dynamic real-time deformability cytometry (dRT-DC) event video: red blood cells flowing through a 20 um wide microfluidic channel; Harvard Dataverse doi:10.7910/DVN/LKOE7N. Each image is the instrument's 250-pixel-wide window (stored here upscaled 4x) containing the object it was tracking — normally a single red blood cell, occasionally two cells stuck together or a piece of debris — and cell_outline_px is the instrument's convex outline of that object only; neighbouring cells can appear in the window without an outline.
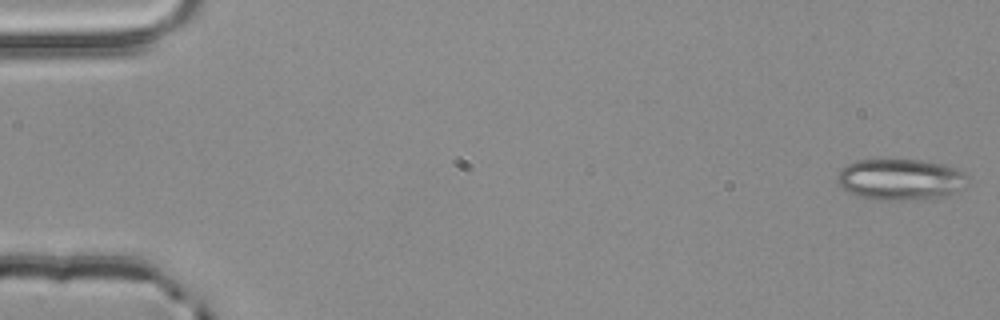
{"species": "common noctule bat (a hibernating species)", "species_latin": "Nyctalus noctula", "temperature_condition": "room temperature", "stored_images_in_passage": 54, "camera_frame_rate_fps": 3000, "um_per_image_px": 0.085, "animal": {"sex": "male", "body_mass_g": 20.4}, "frame": {"image": 1, "passage_image": 1, "time_ms": 0.0, "image_size_px": [1000, 320], "cell_outline_px": [[968, 184], [964, 188], [956, 192], [936, 200], [872, 200], [848, 192], [840, 188], [836, 180], [836, 176], [840, 168], [856, 160], [920, 160], [944, 164], [968, 172]], "centroid_in_image_um": [76.58, 15.28], "position_along_channel_um": 8.4, "area_um2": 32.31}}
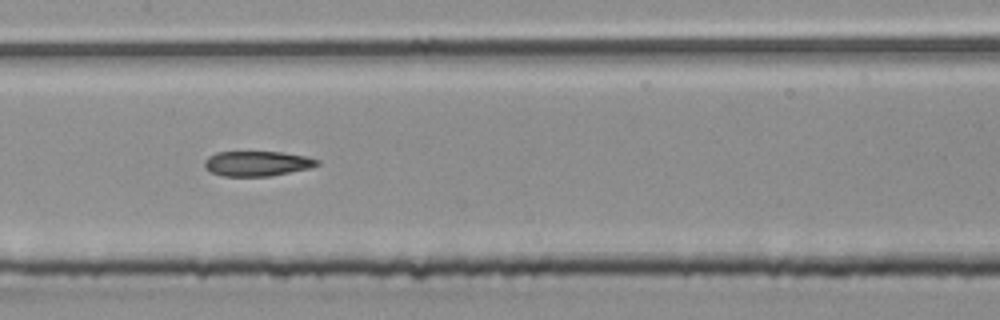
{"frame": {"image": 2, "passage_image": 27, "time_ms": 8.667, "image_size_px": [1000, 320], "cell_outline_px": [[320, 164], [308, 168], [268, 176], [224, 176], [212, 172], [204, 168], [204, 160], [208, 156], [216, 152], [284, 152], [304, 156], [320, 160]], "centroid_in_image_um": [21.82, 13.89], "position_along_channel_um": 185.6, "area_um2": 16.3}}
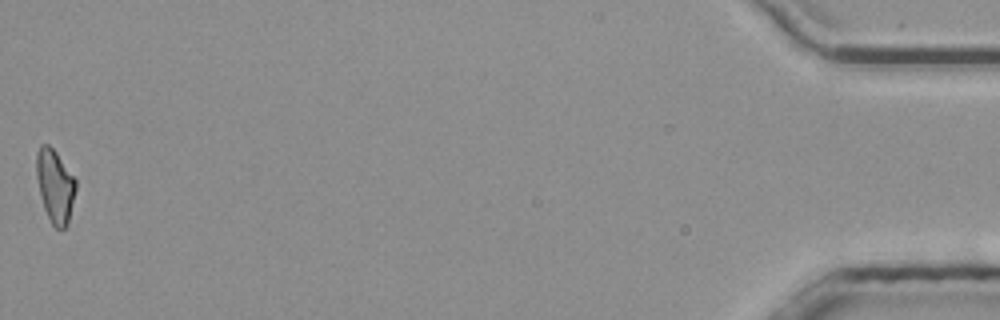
{"frame": {"image": 3, "passage_image": 54, "time_ms": 17.667, "image_size_px": [1000, 320], "cell_outline_px": [[76, 188], [68, 224], [64, 228], [56, 228], [52, 224], [44, 208], [40, 196], [36, 176], [36, 152], [40, 144], [48, 144], [56, 152], [76, 180]], "centroid_in_image_um": [4.66, 15.79], "position_along_channel_um": 430.5, "area_um2": 16.7}, "authors_computed_cell_mechanics": {"area_um2": 17.4845, "velocity_mm_per_s": 3.8809, "shape_relaxation_time_tau1_ms": null, "shape_relaxation_time_tau2_ms": 3.6769, "deformation_change_tau1": null, "deformation_change_tau2": 0.1242}}